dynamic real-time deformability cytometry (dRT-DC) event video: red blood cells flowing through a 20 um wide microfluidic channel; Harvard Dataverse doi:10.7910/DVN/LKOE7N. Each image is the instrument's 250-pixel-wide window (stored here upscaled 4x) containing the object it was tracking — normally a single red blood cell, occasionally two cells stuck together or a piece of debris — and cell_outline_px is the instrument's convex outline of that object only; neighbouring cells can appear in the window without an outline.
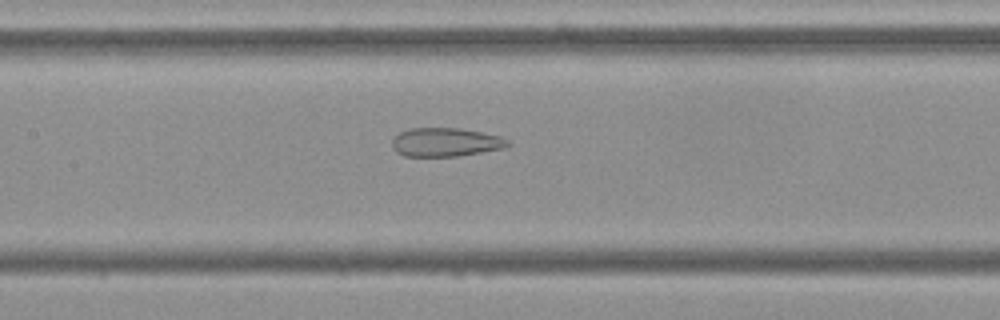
{"species": "Egyptian fruit bat (a non-hibernating species)", "species_latin": "Rousettus aegyptiacus", "temperature_condition": "cold", "stored_images_in_passage": 54, "camera_frame_rate_fps": 3000, "um_per_image_px": 0.085, "frame": {"image": 1, "passage_image": 25, "time_ms": 8.0, "image_size_px": [1000, 320], "cell_outline_px": [[512, 144], [504, 148], [456, 156], [404, 156], [396, 152], [392, 148], [392, 140], [400, 132], [412, 128], [460, 128], [500, 136], [508, 140]], "centroid_in_image_um": [37.87, 12.09], "position_along_channel_um": 169.5, "area_um2": 19.25}}
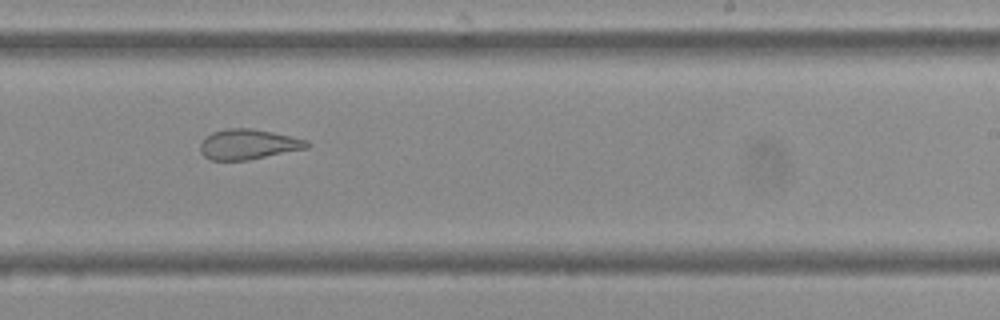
{"frame": {"image": 2, "passage_image": 33, "time_ms": 10.667, "image_size_px": [1000, 320], "cell_outline_px": [[312, 144], [308, 148], [248, 160], [212, 160], [204, 156], [200, 152], [200, 144], [212, 132], [228, 128], [252, 128], [292, 136], [308, 140]], "centroid_in_image_um": [21.14, 12.26], "position_along_channel_um": 267.9, "area_um2": 18.79}}
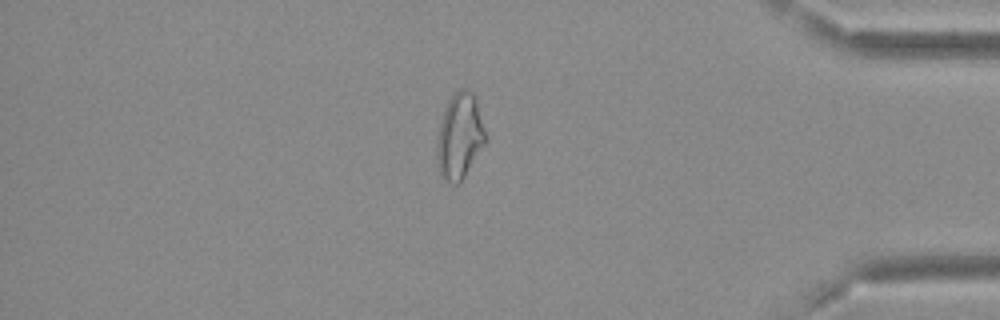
{"frame": {"image": 3, "passage_image": 46, "time_ms": 15.0, "image_size_px": [1000, 320], "cell_outline_px": [[484, 144], [464, 176], [456, 184], [452, 184], [444, 180], [440, 176], [436, 152], [436, 136], [444, 108], [448, 100], [460, 88], [464, 88], [472, 92], [476, 100], [484, 132]], "centroid_in_image_um": [39.01, 11.58], "position_along_channel_um": 396.2, "area_um2": 23.81}, "authors_computed_cell_mechanics": {"area_um2": 23.8425, "velocity_mm_per_s": 3.7018, "shape_relaxation_time_tau1_ms": null, "shape_relaxation_time_tau2_ms": 1.9187, "deformation_change_tau1": null, "deformation_change_tau2": 0.1089}}